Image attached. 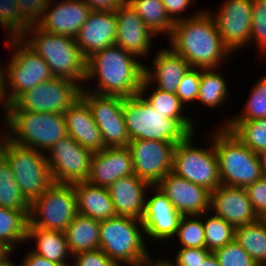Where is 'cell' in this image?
<instances>
[{
	"label": "cell",
	"instance_id": "7402d4cb",
	"mask_svg": "<svg viewBox=\"0 0 266 266\" xmlns=\"http://www.w3.org/2000/svg\"><path fill=\"white\" fill-rule=\"evenodd\" d=\"M115 12L117 17L115 44L137 58L147 57L152 39L156 35L146 27L129 3L120 4Z\"/></svg>",
	"mask_w": 266,
	"mask_h": 266
},
{
	"label": "cell",
	"instance_id": "60d3db41",
	"mask_svg": "<svg viewBox=\"0 0 266 266\" xmlns=\"http://www.w3.org/2000/svg\"><path fill=\"white\" fill-rule=\"evenodd\" d=\"M213 253L220 266H258L235 240Z\"/></svg>",
	"mask_w": 266,
	"mask_h": 266
},
{
	"label": "cell",
	"instance_id": "f5cc1de1",
	"mask_svg": "<svg viewBox=\"0 0 266 266\" xmlns=\"http://www.w3.org/2000/svg\"><path fill=\"white\" fill-rule=\"evenodd\" d=\"M146 266H176L174 261H168V260H156V262L154 261V259L152 260V257L150 256V254H148L144 260L142 261Z\"/></svg>",
	"mask_w": 266,
	"mask_h": 266
},
{
	"label": "cell",
	"instance_id": "d590c367",
	"mask_svg": "<svg viewBox=\"0 0 266 266\" xmlns=\"http://www.w3.org/2000/svg\"><path fill=\"white\" fill-rule=\"evenodd\" d=\"M145 101L160 113L165 114L168 118L177 119L191 134L194 133V119L182 116L183 105L176 93L167 92L155 87L148 97L141 95Z\"/></svg>",
	"mask_w": 266,
	"mask_h": 266
},
{
	"label": "cell",
	"instance_id": "44dd1931",
	"mask_svg": "<svg viewBox=\"0 0 266 266\" xmlns=\"http://www.w3.org/2000/svg\"><path fill=\"white\" fill-rule=\"evenodd\" d=\"M54 2H49L37 26L48 33L75 38L92 12L91 8L83 0H64L58 4Z\"/></svg>",
	"mask_w": 266,
	"mask_h": 266
},
{
	"label": "cell",
	"instance_id": "b9f144b4",
	"mask_svg": "<svg viewBox=\"0 0 266 266\" xmlns=\"http://www.w3.org/2000/svg\"><path fill=\"white\" fill-rule=\"evenodd\" d=\"M251 41L257 42L263 54L266 52V0H252Z\"/></svg>",
	"mask_w": 266,
	"mask_h": 266
},
{
	"label": "cell",
	"instance_id": "c3c4849f",
	"mask_svg": "<svg viewBox=\"0 0 266 266\" xmlns=\"http://www.w3.org/2000/svg\"><path fill=\"white\" fill-rule=\"evenodd\" d=\"M161 1L168 15L174 22L183 19L182 12L185 11L186 8L188 9L190 3L193 2V0H161Z\"/></svg>",
	"mask_w": 266,
	"mask_h": 266
},
{
	"label": "cell",
	"instance_id": "ee69618b",
	"mask_svg": "<svg viewBox=\"0 0 266 266\" xmlns=\"http://www.w3.org/2000/svg\"><path fill=\"white\" fill-rule=\"evenodd\" d=\"M201 78V68H190L189 71L182 77L178 85L176 95L179 97L181 103L197 100L199 94Z\"/></svg>",
	"mask_w": 266,
	"mask_h": 266
},
{
	"label": "cell",
	"instance_id": "8fae6325",
	"mask_svg": "<svg viewBox=\"0 0 266 266\" xmlns=\"http://www.w3.org/2000/svg\"><path fill=\"white\" fill-rule=\"evenodd\" d=\"M193 134L176 144L171 172L211 192L221 185L214 144L207 149L194 147Z\"/></svg>",
	"mask_w": 266,
	"mask_h": 266
},
{
	"label": "cell",
	"instance_id": "7dc6e473",
	"mask_svg": "<svg viewBox=\"0 0 266 266\" xmlns=\"http://www.w3.org/2000/svg\"><path fill=\"white\" fill-rule=\"evenodd\" d=\"M210 253L205 247L180 248L174 263L176 266H199Z\"/></svg>",
	"mask_w": 266,
	"mask_h": 266
},
{
	"label": "cell",
	"instance_id": "6da1fadb",
	"mask_svg": "<svg viewBox=\"0 0 266 266\" xmlns=\"http://www.w3.org/2000/svg\"><path fill=\"white\" fill-rule=\"evenodd\" d=\"M175 22L169 36L171 50L192 68H217L232 53L224 44L209 11Z\"/></svg>",
	"mask_w": 266,
	"mask_h": 266
},
{
	"label": "cell",
	"instance_id": "603a6c76",
	"mask_svg": "<svg viewBox=\"0 0 266 266\" xmlns=\"http://www.w3.org/2000/svg\"><path fill=\"white\" fill-rule=\"evenodd\" d=\"M116 33L115 11H92L74 39L87 59L93 53L115 45Z\"/></svg>",
	"mask_w": 266,
	"mask_h": 266
},
{
	"label": "cell",
	"instance_id": "7a4b0ae2",
	"mask_svg": "<svg viewBox=\"0 0 266 266\" xmlns=\"http://www.w3.org/2000/svg\"><path fill=\"white\" fill-rule=\"evenodd\" d=\"M145 75V65L136 56L115 45L93 53L87 58L85 81L98 79L91 92L122 97L136 96Z\"/></svg>",
	"mask_w": 266,
	"mask_h": 266
},
{
	"label": "cell",
	"instance_id": "52a82bcc",
	"mask_svg": "<svg viewBox=\"0 0 266 266\" xmlns=\"http://www.w3.org/2000/svg\"><path fill=\"white\" fill-rule=\"evenodd\" d=\"M141 232H144L142 221L133 217L101 220L99 249L120 266L141 263L149 254Z\"/></svg>",
	"mask_w": 266,
	"mask_h": 266
},
{
	"label": "cell",
	"instance_id": "91938a15",
	"mask_svg": "<svg viewBox=\"0 0 266 266\" xmlns=\"http://www.w3.org/2000/svg\"><path fill=\"white\" fill-rule=\"evenodd\" d=\"M120 4L129 3L130 0H117Z\"/></svg>",
	"mask_w": 266,
	"mask_h": 266
},
{
	"label": "cell",
	"instance_id": "e0dca14e",
	"mask_svg": "<svg viewBox=\"0 0 266 266\" xmlns=\"http://www.w3.org/2000/svg\"><path fill=\"white\" fill-rule=\"evenodd\" d=\"M182 216L210 211V191L169 172L156 185Z\"/></svg>",
	"mask_w": 266,
	"mask_h": 266
},
{
	"label": "cell",
	"instance_id": "f546056e",
	"mask_svg": "<svg viewBox=\"0 0 266 266\" xmlns=\"http://www.w3.org/2000/svg\"><path fill=\"white\" fill-rule=\"evenodd\" d=\"M234 240L258 266L266 264V220L264 218L235 228Z\"/></svg>",
	"mask_w": 266,
	"mask_h": 266
},
{
	"label": "cell",
	"instance_id": "f1b7e54d",
	"mask_svg": "<svg viewBox=\"0 0 266 266\" xmlns=\"http://www.w3.org/2000/svg\"><path fill=\"white\" fill-rule=\"evenodd\" d=\"M36 239L37 249L33 252L46 259L62 264L72 266L67 263L70 251L67 245L65 233L62 231L47 230L42 228H28L27 239ZM68 256V257H67Z\"/></svg>",
	"mask_w": 266,
	"mask_h": 266
},
{
	"label": "cell",
	"instance_id": "7bdbcfd3",
	"mask_svg": "<svg viewBox=\"0 0 266 266\" xmlns=\"http://www.w3.org/2000/svg\"><path fill=\"white\" fill-rule=\"evenodd\" d=\"M51 0H17L18 13L29 26H37L45 14Z\"/></svg>",
	"mask_w": 266,
	"mask_h": 266
},
{
	"label": "cell",
	"instance_id": "83f0119b",
	"mask_svg": "<svg viewBox=\"0 0 266 266\" xmlns=\"http://www.w3.org/2000/svg\"><path fill=\"white\" fill-rule=\"evenodd\" d=\"M64 233L71 256L99 249V220L77 214Z\"/></svg>",
	"mask_w": 266,
	"mask_h": 266
},
{
	"label": "cell",
	"instance_id": "484cf974",
	"mask_svg": "<svg viewBox=\"0 0 266 266\" xmlns=\"http://www.w3.org/2000/svg\"><path fill=\"white\" fill-rule=\"evenodd\" d=\"M63 114L68 136L92 152L105 148L92 112L81 97Z\"/></svg>",
	"mask_w": 266,
	"mask_h": 266
},
{
	"label": "cell",
	"instance_id": "5bb4252c",
	"mask_svg": "<svg viewBox=\"0 0 266 266\" xmlns=\"http://www.w3.org/2000/svg\"><path fill=\"white\" fill-rule=\"evenodd\" d=\"M47 162L53 182L73 184L86 181L90 173L93 152L70 136L57 141L48 151Z\"/></svg>",
	"mask_w": 266,
	"mask_h": 266
},
{
	"label": "cell",
	"instance_id": "ffe728a7",
	"mask_svg": "<svg viewBox=\"0 0 266 266\" xmlns=\"http://www.w3.org/2000/svg\"><path fill=\"white\" fill-rule=\"evenodd\" d=\"M156 194L146 197L145 209L141 221L143 231L153 240L171 239L177 233L182 215L175 209L166 195L155 190Z\"/></svg>",
	"mask_w": 266,
	"mask_h": 266
},
{
	"label": "cell",
	"instance_id": "f6af8a7d",
	"mask_svg": "<svg viewBox=\"0 0 266 266\" xmlns=\"http://www.w3.org/2000/svg\"><path fill=\"white\" fill-rule=\"evenodd\" d=\"M247 196L259 218L266 217V175L246 186Z\"/></svg>",
	"mask_w": 266,
	"mask_h": 266
},
{
	"label": "cell",
	"instance_id": "8d00e7d4",
	"mask_svg": "<svg viewBox=\"0 0 266 266\" xmlns=\"http://www.w3.org/2000/svg\"><path fill=\"white\" fill-rule=\"evenodd\" d=\"M205 232V248L210 252L222 248L234 240L235 228L224 219L216 216H209L203 219Z\"/></svg>",
	"mask_w": 266,
	"mask_h": 266
},
{
	"label": "cell",
	"instance_id": "680465c9",
	"mask_svg": "<svg viewBox=\"0 0 266 266\" xmlns=\"http://www.w3.org/2000/svg\"><path fill=\"white\" fill-rule=\"evenodd\" d=\"M121 266H123V264ZM129 266H146V265L143 262H141V263L132 264V265H129Z\"/></svg>",
	"mask_w": 266,
	"mask_h": 266
},
{
	"label": "cell",
	"instance_id": "cb8c5ba5",
	"mask_svg": "<svg viewBox=\"0 0 266 266\" xmlns=\"http://www.w3.org/2000/svg\"><path fill=\"white\" fill-rule=\"evenodd\" d=\"M153 63L154 70L145 65V75L140 88V95L146 96L145 93L152 86L154 80L156 82L153 83L157 84V86L154 85L156 88L176 93L182 77L191 68L188 61L174 53L170 48H162L161 51L157 52Z\"/></svg>",
	"mask_w": 266,
	"mask_h": 266
},
{
	"label": "cell",
	"instance_id": "d6986e66",
	"mask_svg": "<svg viewBox=\"0 0 266 266\" xmlns=\"http://www.w3.org/2000/svg\"><path fill=\"white\" fill-rule=\"evenodd\" d=\"M135 175L130 151L127 147H105L93 152L87 182L108 188L125 176Z\"/></svg>",
	"mask_w": 266,
	"mask_h": 266
},
{
	"label": "cell",
	"instance_id": "4dcf8cb0",
	"mask_svg": "<svg viewBox=\"0 0 266 266\" xmlns=\"http://www.w3.org/2000/svg\"><path fill=\"white\" fill-rule=\"evenodd\" d=\"M29 225L28 213L0 207V243L14 252L17 244L27 239Z\"/></svg>",
	"mask_w": 266,
	"mask_h": 266
},
{
	"label": "cell",
	"instance_id": "ab89813d",
	"mask_svg": "<svg viewBox=\"0 0 266 266\" xmlns=\"http://www.w3.org/2000/svg\"><path fill=\"white\" fill-rule=\"evenodd\" d=\"M0 25L10 38H20L30 28L18 13L17 0H0Z\"/></svg>",
	"mask_w": 266,
	"mask_h": 266
},
{
	"label": "cell",
	"instance_id": "277c9868",
	"mask_svg": "<svg viewBox=\"0 0 266 266\" xmlns=\"http://www.w3.org/2000/svg\"><path fill=\"white\" fill-rule=\"evenodd\" d=\"M218 129L211 136V141L218 158L221 184L245 188L260 179L264 175L260 155L243 144L225 126Z\"/></svg>",
	"mask_w": 266,
	"mask_h": 266
},
{
	"label": "cell",
	"instance_id": "8992f818",
	"mask_svg": "<svg viewBox=\"0 0 266 266\" xmlns=\"http://www.w3.org/2000/svg\"><path fill=\"white\" fill-rule=\"evenodd\" d=\"M124 120L130 140L182 142L191 133L174 118L151 107L140 95L125 97Z\"/></svg>",
	"mask_w": 266,
	"mask_h": 266
},
{
	"label": "cell",
	"instance_id": "7c38bea8",
	"mask_svg": "<svg viewBox=\"0 0 266 266\" xmlns=\"http://www.w3.org/2000/svg\"><path fill=\"white\" fill-rule=\"evenodd\" d=\"M82 87L69 79L56 78L21 94L4 111H32L63 114L81 97Z\"/></svg>",
	"mask_w": 266,
	"mask_h": 266
},
{
	"label": "cell",
	"instance_id": "f907efd6",
	"mask_svg": "<svg viewBox=\"0 0 266 266\" xmlns=\"http://www.w3.org/2000/svg\"><path fill=\"white\" fill-rule=\"evenodd\" d=\"M92 11H115L120 3L117 0H83Z\"/></svg>",
	"mask_w": 266,
	"mask_h": 266
},
{
	"label": "cell",
	"instance_id": "6f0895ef",
	"mask_svg": "<svg viewBox=\"0 0 266 266\" xmlns=\"http://www.w3.org/2000/svg\"><path fill=\"white\" fill-rule=\"evenodd\" d=\"M0 266H15L14 261L10 260V258L8 260H6L3 264H1ZM20 266V265H19Z\"/></svg>",
	"mask_w": 266,
	"mask_h": 266
},
{
	"label": "cell",
	"instance_id": "74e56055",
	"mask_svg": "<svg viewBox=\"0 0 266 266\" xmlns=\"http://www.w3.org/2000/svg\"><path fill=\"white\" fill-rule=\"evenodd\" d=\"M204 215L182 216L177 233L175 236L179 239L181 248H200L205 247V232L203 227Z\"/></svg>",
	"mask_w": 266,
	"mask_h": 266
},
{
	"label": "cell",
	"instance_id": "f35d334b",
	"mask_svg": "<svg viewBox=\"0 0 266 266\" xmlns=\"http://www.w3.org/2000/svg\"><path fill=\"white\" fill-rule=\"evenodd\" d=\"M242 114L226 120L221 126H225L229 121H246L266 118V75L255 84L247 103H245Z\"/></svg>",
	"mask_w": 266,
	"mask_h": 266
},
{
	"label": "cell",
	"instance_id": "2e32d148",
	"mask_svg": "<svg viewBox=\"0 0 266 266\" xmlns=\"http://www.w3.org/2000/svg\"><path fill=\"white\" fill-rule=\"evenodd\" d=\"M215 14L210 13L224 44L235 52L250 43L252 0H224ZM217 12V13H216Z\"/></svg>",
	"mask_w": 266,
	"mask_h": 266
},
{
	"label": "cell",
	"instance_id": "d4e9b609",
	"mask_svg": "<svg viewBox=\"0 0 266 266\" xmlns=\"http://www.w3.org/2000/svg\"><path fill=\"white\" fill-rule=\"evenodd\" d=\"M149 187L154 189V186L136 175L125 176L113 182L108 190L116 215L141 220Z\"/></svg>",
	"mask_w": 266,
	"mask_h": 266
},
{
	"label": "cell",
	"instance_id": "db71d44e",
	"mask_svg": "<svg viewBox=\"0 0 266 266\" xmlns=\"http://www.w3.org/2000/svg\"><path fill=\"white\" fill-rule=\"evenodd\" d=\"M199 266H220V265L214 253L211 252L203 261H201Z\"/></svg>",
	"mask_w": 266,
	"mask_h": 266
},
{
	"label": "cell",
	"instance_id": "11a10c76",
	"mask_svg": "<svg viewBox=\"0 0 266 266\" xmlns=\"http://www.w3.org/2000/svg\"><path fill=\"white\" fill-rule=\"evenodd\" d=\"M11 253H13L11 249L0 243V265L10 258Z\"/></svg>",
	"mask_w": 266,
	"mask_h": 266
},
{
	"label": "cell",
	"instance_id": "9a60e30c",
	"mask_svg": "<svg viewBox=\"0 0 266 266\" xmlns=\"http://www.w3.org/2000/svg\"><path fill=\"white\" fill-rule=\"evenodd\" d=\"M176 143L156 140H130V151L135 175L155 186L172 171Z\"/></svg>",
	"mask_w": 266,
	"mask_h": 266
},
{
	"label": "cell",
	"instance_id": "9c48e42d",
	"mask_svg": "<svg viewBox=\"0 0 266 266\" xmlns=\"http://www.w3.org/2000/svg\"><path fill=\"white\" fill-rule=\"evenodd\" d=\"M7 43L6 46L9 47V50H12L14 55H11L12 59L8 60L9 64L5 68L6 107L24 92L30 91L36 85L54 78L49 65L24 43L21 37L8 38Z\"/></svg>",
	"mask_w": 266,
	"mask_h": 266
},
{
	"label": "cell",
	"instance_id": "bcb514c9",
	"mask_svg": "<svg viewBox=\"0 0 266 266\" xmlns=\"http://www.w3.org/2000/svg\"><path fill=\"white\" fill-rule=\"evenodd\" d=\"M73 266H120L108 258L101 249L85 251L73 256Z\"/></svg>",
	"mask_w": 266,
	"mask_h": 266
},
{
	"label": "cell",
	"instance_id": "e575fe53",
	"mask_svg": "<svg viewBox=\"0 0 266 266\" xmlns=\"http://www.w3.org/2000/svg\"><path fill=\"white\" fill-rule=\"evenodd\" d=\"M216 70L218 68L201 69L197 101L210 108L219 107L228 97L227 83L223 75Z\"/></svg>",
	"mask_w": 266,
	"mask_h": 266
},
{
	"label": "cell",
	"instance_id": "681fc988",
	"mask_svg": "<svg viewBox=\"0 0 266 266\" xmlns=\"http://www.w3.org/2000/svg\"><path fill=\"white\" fill-rule=\"evenodd\" d=\"M20 266H64L59 263L52 262L45 257L39 256L38 254L30 251L27 253Z\"/></svg>",
	"mask_w": 266,
	"mask_h": 266
},
{
	"label": "cell",
	"instance_id": "5b68a950",
	"mask_svg": "<svg viewBox=\"0 0 266 266\" xmlns=\"http://www.w3.org/2000/svg\"><path fill=\"white\" fill-rule=\"evenodd\" d=\"M4 115L6 128L10 131L5 137L17 145L39 152L46 153L57 141L68 135L64 114L5 111Z\"/></svg>",
	"mask_w": 266,
	"mask_h": 266
},
{
	"label": "cell",
	"instance_id": "30bf717a",
	"mask_svg": "<svg viewBox=\"0 0 266 266\" xmlns=\"http://www.w3.org/2000/svg\"><path fill=\"white\" fill-rule=\"evenodd\" d=\"M78 214L73 184L53 182L30 203L28 228L64 232Z\"/></svg>",
	"mask_w": 266,
	"mask_h": 266
},
{
	"label": "cell",
	"instance_id": "836d02e7",
	"mask_svg": "<svg viewBox=\"0 0 266 266\" xmlns=\"http://www.w3.org/2000/svg\"><path fill=\"white\" fill-rule=\"evenodd\" d=\"M225 127L256 154L266 150V118L229 121Z\"/></svg>",
	"mask_w": 266,
	"mask_h": 266
},
{
	"label": "cell",
	"instance_id": "3957f363",
	"mask_svg": "<svg viewBox=\"0 0 266 266\" xmlns=\"http://www.w3.org/2000/svg\"><path fill=\"white\" fill-rule=\"evenodd\" d=\"M27 33L32 37L27 38ZM21 39L44 59L54 77L72 80L83 88L80 82H85L87 59L74 38L48 33L38 26H32Z\"/></svg>",
	"mask_w": 266,
	"mask_h": 266
},
{
	"label": "cell",
	"instance_id": "d6a6232c",
	"mask_svg": "<svg viewBox=\"0 0 266 266\" xmlns=\"http://www.w3.org/2000/svg\"><path fill=\"white\" fill-rule=\"evenodd\" d=\"M0 207L30 212V202L20 191L14 173L0 153Z\"/></svg>",
	"mask_w": 266,
	"mask_h": 266
},
{
	"label": "cell",
	"instance_id": "816d5d0a",
	"mask_svg": "<svg viewBox=\"0 0 266 266\" xmlns=\"http://www.w3.org/2000/svg\"><path fill=\"white\" fill-rule=\"evenodd\" d=\"M5 67L0 63V103L3 104L4 110L6 109V76Z\"/></svg>",
	"mask_w": 266,
	"mask_h": 266
},
{
	"label": "cell",
	"instance_id": "ba28073f",
	"mask_svg": "<svg viewBox=\"0 0 266 266\" xmlns=\"http://www.w3.org/2000/svg\"><path fill=\"white\" fill-rule=\"evenodd\" d=\"M0 153L9 163L20 191L31 203L53 183L46 155L0 138Z\"/></svg>",
	"mask_w": 266,
	"mask_h": 266
},
{
	"label": "cell",
	"instance_id": "4316f807",
	"mask_svg": "<svg viewBox=\"0 0 266 266\" xmlns=\"http://www.w3.org/2000/svg\"><path fill=\"white\" fill-rule=\"evenodd\" d=\"M73 186L78 214L99 221L117 216L108 188L99 187L87 181L73 183Z\"/></svg>",
	"mask_w": 266,
	"mask_h": 266
},
{
	"label": "cell",
	"instance_id": "4fadbf2b",
	"mask_svg": "<svg viewBox=\"0 0 266 266\" xmlns=\"http://www.w3.org/2000/svg\"><path fill=\"white\" fill-rule=\"evenodd\" d=\"M82 88L81 98L88 104L97 124L105 147H127L130 138L127 132L124 113V97L100 95Z\"/></svg>",
	"mask_w": 266,
	"mask_h": 266
},
{
	"label": "cell",
	"instance_id": "ac0fdd59",
	"mask_svg": "<svg viewBox=\"0 0 266 266\" xmlns=\"http://www.w3.org/2000/svg\"><path fill=\"white\" fill-rule=\"evenodd\" d=\"M224 219L234 228L253 223L259 219L247 196L241 187L219 185L210 192V211Z\"/></svg>",
	"mask_w": 266,
	"mask_h": 266
},
{
	"label": "cell",
	"instance_id": "9f6ffc18",
	"mask_svg": "<svg viewBox=\"0 0 266 266\" xmlns=\"http://www.w3.org/2000/svg\"><path fill=\"white\" fill-rule=\"evenodd\" d=\"M260 159L264 175H266V150L260 154Z\"/></svg>",
	"mask_w": 266,
	"mask_h": 266
},
{
	"label": "cell",
	"instance_id": "1f68e13d",
	"mask_svg": "<svg viewBox=\"0 0 266 266\" xmlns=\"http://www.w3.org/2000/svg\"><path fill=\"white\" fill-rule=\"evenodd\" d=\"M129 4L154 35L161 32L170 36L175 22L168 15L161 0H130Z\"/></svg>",
	"mask_w": 266,
	"mask_h": 266
}]
</instances>
